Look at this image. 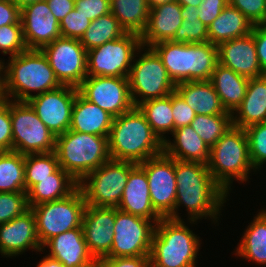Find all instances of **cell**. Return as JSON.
Instances as JSON below:
<instances>
[{"mask_svg": "<svg viewBox=\"0 0 266 267\" xmlns=\"http://www.w3.org/2000/svg\"><path fill=\"white\" fill-rule=\"evenodd\" d=\"M175 176L177 188L174 219L183 220L179 209L185 207L187 220L200 222L208 218L218 226L230 195L213 179L207 165L175 160Z\"/></svg>", "mask_w": 266, "mask_h": 267, "instance_id": "obj_1", "label": "cell"}, {"mask_svg": "<svg viewBox=\"0 0 266 267\" xmlns=\"http://www.w3.org/2000/svg\"><path fill=\"white\" fill-rule=\"evenodd\" d=\"M8 58L3 60L4 99L28 101L61 86L42 50L28 49Z\"/></svg>", "mask_w": 266, "mask_h": 267, "instance_id": "obj_2", "label": "cell"}, {"mask_svg": "<svg viewBox=\"0 0 266 267\" xmlns=\"http://www.w3.org/2000/svg\"><path fill=\"white\" fill-rule=\"evenodd\" d=\"M112 160L136 164L163 153V142L152 131L143 112L134 106L115 117L108 136Z\"/></svg>", "mask_w": 266, "mask_h": 267, "instance_id": "obj_3", "label": "cell"}, {"mask_svg": "<svg viewBox=\"0 0 266 267\" xmlns=\"http://www.w3.org/2000/svg\"><path fill=\"white\" fill-rule=\"evenodd\" d=\"M184 220L162 218L156 223L152 238L150 267L197 266V255L199 256L202 239L193 233L189 226L197 225L199 221Z\"/></svg>", "mask_w": 266, "mask_h": 267, "instance_id": "obj_4", "label": "cell"}, {"mask_svg": "<svg viewBox=\"0 0 266 267\" xmlns=\"http://www.w3.org/2000/svg\"><path fill=\"white\" fill-rule=\"evenodd\" d=\"M177 85L188 81H208L218 64V49L210 42L162 41L151 46Z\"/></svg>", "mask_w": 266, "mask_h": 267, "instance_id": "obj_5", "label": "cell"}, {"mask_svg": "<svg viewBox=\"0 0 266 267\" xmlns=\"http://www.w3.org/2000/svg\"><path fill=\"white\" fill-rule=\"evenodd\" d=\"M213 179L230 195L233 182L246 184L255 169L250 160L249 143L245 129L231 126L210 148L207 163ZM233 187V188H231ZM230 192V193H229Z\"/></svg>", "mask_w": 266, "mask_h": 267, "instance_id": "obj_6", "label": "cell"}, {"mask_svg": "<svg viewBox=\"0 0 266 267\" xmlns=\"http://www.w3.org/2000/svg\"><path fill=\"white\" fill-rule=\"evenodd\" d=\"M54 152L59 167L78 183L111 159L108 137L72 130L56 136Z\"/></svg>", "mask_w": 266, "mask_h": 267, "instance_id": "obj_7", "label": "cell"}, {"mask_svg": "<svg viewBox=\"0 0 266 267\" xmlns=\"http://www.w3.org/2000/svg\"><path fill=\"white\" fill-rule=\"evenodd\" d=\"M128 79L134 106L149 99L167 97L176 88L160 57L146 46L135 53Z\"/></svg>", "mask_w": 266, "mask_h": 267, "instance_id": "obj_8", "label": "cell"}, {"mask_svg": "<svg viewBox=\"0 0 266 267\" xmlns=\"http://www.w3.org/2000/svg\"><path fill=\"white\" fill-rule=\"evenodd\" d=\"M86 205L84 194L78 186L67 197L30 207L41 246L60 233L82 228Z\"/></svg>", "mask_w": 266, "mask_h": 267, "instance_id": "obj_9", "label": "cell"}, {"mask_svg": "<svg viewBox=\"0 0 266 267\" xmlns=\"http://www.w3.org/2000/svg\"><path fill=\"white\" fill-rule=\"evenodd\" d=\"M136 165L130 161L110 159L90 172L78 186L87 205L118 208L129 171Z\"/></svg>", "mask_w": 266, "mask_h": 267, "instance_id": "obj_10", "label": "cell"}, {"mask_svg": "<svg viewBox=\"0 0 266 267\" xmlns=\"http://www.w3.org/2000/svg\"><path fill=\"white\" fill-rule=\"evenodd\" d=\"M13 151L20 154L50 153L56 135L40 120L27 101L10 100Z\"/></svg>", "mask_w": 266, "mask_h": 267, "instance_id": "obj_11", "label": "cell"}, {"mask_svg": "<svg viewBox=\"0 0 266 267\" xmlns=\"http://www.w3.org/2000/svg\"><path fill=\"white\" fill-rule=\"evenodd\" d=\"M140 47V35L127 32L118 39L88 50L87 76L128 78L135 53Z\"/></svg>", "mask_w": 266, "mask_h": 267, "instance_id": "obj_12", "label": "cell"}, {"mask_svg": "<svg viewBox=\"0 0 266 267\" xmlns=\"http://www.w3.org/2000/svg\"><path fill=\"white\" fill-rule=\"evenodd\" d=\"M156 223L115 208L114 237L108 257L150 256Z\"/></svg>", "mask_w": 266, "mask_h": 267, "instance_id": "obj_13", "label": "cell"}, {"mask_svg": "<svg viewBox=\"0 0 266 267\" xmlns=\"http://www.w3.org/2000/svg\"><path fill=\"white\" fill-rule=\"evenodd\" d=\"M41 50L61 85L78 88L87 77V50L80 39L59 37Z\"/></svg>", "mask_w": 266, "mask_h": 267, "instance_id": "obj_14", "label": "cell"}, {"mask_svg": "<svg viewBox=\"0 0 266 267\" xmlns=\"http://www.w3.org/2000/svg\"><path fill=\"white\" fill-rule=\"evenodd\" d=\"M139 165L145 170L148 179L153 208L162 218L174 219L177 188L175 159L163 152Z\"/></svg>", "mask_w": 266, "mask_h": 267, "instance_id": "obj_15", "label": "cell"}, {"mask_svg": "<svg viewBox=\"0 0 266 267\" xmlns=\"http://www.w3.org/2000/svg\"><path fill=\"white\" fill-rule=\"evenodd\" d=\"M78 92L114 118L134 107L129 79L125 77L87 76Z\"/></svg>", "mask_w": 266, "mask_h": 267, "instance_id": "obj_16", "label": "cell"}, {"mask_svg": "<svg viewBox=\"0 0 266 267\" xmlns=\"http://www.w3.org/2000/svg\"><path fill=\"white\" fill-rule=\"evenodd\" d=\"M78 88L61 85L30 98L27 102L56 136L69 130Z\"/></svg>", "mask_w": 266, "mask_h": 267, "instance_id": "obj_17", "label": "cell"}, {"mask_svg": "<svg viewBox=\"0 0 266 267\" xmlns=\"http://www.w3.org/2000/svg\"><path fill=\"white\" fill-rule=\"evenodd\" d=\"M23 35L28 49L41 50L61 37L60 23L50 11L46 0H40L21 8Z\"/></svg>", "mask_w": 266, "mask_h": 267, "instance_id": "obj_18", "label": "cell"}, {"mask_svg": "<svg viewBox=\"0 0 266 267\" xmlns=\"http://www.w3.org/2000/svg\"><path fill=\"white\" fill-rule=\"evenodd\" d=\"M29 249L36 253L42 249L31 209L0 225V254L3 258L18 257Z\"/></svg>", "mask_w": 266, "mask_h": 267, "instance_id": "obj_19", "label": "cell"}, {"mask_svg": "<svg viewBox=\"0 0 266 267\" xmlns=\"http://www.w3.org/2000/svg\"><path fill=\"white\" fill-rule=\"evenodd\" d=\"M115 208L86 205L82 228L85 242L94 259L106 257L113 243Z\"/></svg>", "mask_w": 266, "mask_h": 267, "instance_id": "obj_20", "label": "cell"}, {"mask_svg": "<svg viewBox=\"0 0 266 267\" xmlns=\"http://www.w3.org/2000/svg\"><path fill=\"white\" fill-rule=\"evenodd\" d=\"M218 63L248 79L264 75L252 33L217 46Z\"/></svg>", "mask_w": 266, "mask_h": 267, "instance_id": "obj_21", "label": "cell"}, {"mask_svg": "<svg viewBox=\"0 0 266 267\" xmlns=\"http://www.w3.org/2000/svg\"><path fill=\"white\" fill-rule=\"evenodd\" d=\"M46 248L49 250L46 255L65 267H83L95 260L88 250L83 228H74L49 239L42 246L41 253Z\"/></svg>", "mask_w": 266, "mask_h": 267, "instance_id": "obj_22", "label": "cell"}, {"mask_svg": "<svg viewBox=\"0 0 266 267\" xmlns=\"http://www.w3.org/2000/svg\"><path fill=\"white\" fill-rule=\"evenodd\" d=\"M118 209L155 223L162 219L151 204L148 179L145 170L139 164L129 171Z\"/></svg>", "mask_w": 266, "mask_h": 267, "instance_id": "obj_23", "label": "cell"}, {"mask_svg": "<svg viewBox=\"0 0 266 267\" xmlns=\"http://www.w3.org/2000/svg\"><path fill=\"white\" fill-rule=\"evenodd\" d=\"M182 6L175 0L150 9L148 23L141 33V46L151 47L162 41H171L182 24Z\"/></svg>", "mask_w": 266, "mask_h": 267, "instance_id": "obj_24", "label": "cell"}, {"mask_svg": "<svg viewBox=\"0 0 266 267\" xmlns=\"http://www.w3.org/2000/svg\"><path fill=\"white\" fill-rule=\"evenodd\" d=\"M170 138L163 142V152L175 160L208 163L210 147L191 125L174 129Z\"/></svg>", "mask_w": 266, "mask_h": 267, "instance_id": "obj_25", "label": "cell"}, {"mask_svg": "<svg viewBox=\"0 0 266 267\" xmlns=\"http://www.w3.org/2000/svg\"><path fill=\"white\" fill-rule=\"evenodd\" d=\"M266 122V74L249 79L241 104L232 113L233 126L246 129Z\"/></svg>", "mask_w": 266, "mask_h": 267, "instance_id": "obj_26", "label": "cell"}, {"mask_svg": "<svg viewBox=\"0 0 266 267\" xmlns=\"http://www.w3.org/2000/svg\"><path fill=\"white\" fill-rule=\"evenodd\" d=\"M114 117L77 92L69 130L108 137Z\"/></svg>", "mask_w": 266, "mask_h": 267, "instance_id": "obj_27", "label": "cell"}, {"mask_svg": "<svg viewBox=\"0 0 266 267\" xmlns=\"http://www.w3.org/2000/svg\"><path fill=\"white\" fill-rule=\"evenodd\" d=\"M233 255L266 266V209H259L246 227Z\"/></svg>", "mask_w": 266, "mask_h": 267, "instance_id": "obj_28", "label": "cell"}, {"mask_svg": "<svg viewBox=\"0 0 266 267\" xmlns=\"http://www.w3.org/2000/svg\"><path fill=\"white\" fill-rule=\"evenodd\" d=\"M175 91L196 114H231L223 107L220 97L209 80L182 82L176 85Z\"/></svg>", "mask_w": 266, "mask_h": 267, "instance_id": "obj_29", "label": "cell"}, {"mask_svg": "<svg viewBox=\"0 0 266 267\" xmlns=\"http://www.w3.org/2000/svg\"><path fill=\"white\" fill-rule=\"evenodd\" d=\"M209 81L223 107L232 114L245 97L249 79L218 63Z\"/></svg>", "mask_w": 266, "mask_h": 267, "instance_id": "obj_30", "label": "cell"}, {"mask_svg": "<svg viewBox=\"0 0 266 267\" xmlns=\"http://www.w3.org/2000/svg\"><path fill=\"white\" fill-rule=\"evenodd\" d=\"M253 24L237 8L227 5L208 27V42L219 44L246 36L252 32Z\"/></svg>", "mask_w": 266, "mask_h": 267, "instance_id": "obj_31", "label": "cell"}, {"mask_svg": "<svg viewBox=\"0 0 266 267\" xmlns=\"http://www.w3.org/2000/svg\"><path fill=\"white\" fill-rule=\"evenodd\" d=\"M78 187L66 171L59 167L48 178L39 180L28 192L29 208L42 203L62 199L70 195Z\"/></svg>", "mask_w": 266, "mask_h": 267, "instance_id": "obj_32", "label": "cell"}, {"mask_svg": "<svg viewBox=\"0 0 266 267\" xmlns=\"http://www.w3.org/2000/svg\"><path fill=\"white\" fill-rule=\"evenodd\" d=\"M110 10L126 32L141 35L148 23L147 0H110Z\"/></svg>", "mask_w": 266, "mask_h": 267, "instance_id": "obj_33", "label": "cell"}, {"mask_svg": "<svg viewBox=\"0 0 266 267\" xmlns=\"http://www.w3.org/2000/svg\"><path fill=\"white\" fill-rule=\"evenodd\" d=\"M145 115L152 131L164 142L166 134L174 131V120L172 114V93L164 98L149 99L138 105Z\"/></svg>", "mask_w": 266, "mask_h": 267, "instance_id": "obj_34", "label": "cell"}, {"mask_svg": "<svg viewBox=\"0 0 266 267\" xmlns=\"http://www.w3.org/2000/svg\"><path fill=\"white\" fill-rule=\"evenodd\" d=\"M0 192H26L23 154L0 152Z\"/></svg>", "mask_w": 266, "mask_h": 267, "instance_id": "obj_35", "label": "cell"}, {"mask_svg": "<svg viewBox=\"0 0 266 267\" xmlns=\"http://www.w3.org/2000/svg\"><path fill=\"white\" fill-rule=\"evenodd\" d=\"M127 32L110 12L91 21L80 42L88 51L106 42L118 39Z\"/></svg>", "mask_w": 266, "mask_h": 267, "instance_id": "obj_36", "label": "cell"}, {"mask_svg": "<svg viewBox=\"0 0 266 267\" xmlns=\"http://www.w3.org/2000/svg\"><path fill=\"white\" fill-rule=\"evenodd\" d=\"M190 125L211 148L233 125L232 114H196Z\"/></svg>", "mask_w": 266, "mask_h": 267, "instance_id": "obj_37", "label": "cell"}, {"mask_svg": "<svg viewBox=\"0 0 266 267\" xmlns=\"http://www.w3.org/2000/svg\"><path fill=\"white\" fill-rule=\"evenodd\" d=\"M181 14L182 24L171 41L188 44L208 42V27L198 19V7L182 6Z\"/></svg>", "mask_w": 266, "mask_h": 267, "instance_id": "obj_38", "label": "cell"}, {"mask_svg": "<svg viewBox=\"0 0 266 267\" xmlns=\"http://www.w3.org/2000/svg\"><path fill=\"white\" fill-rule=\"evenodd\" d=\"M25 190L28 192L39 180L48 178L59 168L55 152L24 155Z\"/></svg>", "mask_w": 266, "mask_h": 267, "instance_id": "obj_39", "label": "cell"}, {"mask_svg": "<svg viewBox=\"0 0 266 267\" xmlns=\"http://www.w3.org/2000/svg\"><path fill=\"white\" fill-rule=\"evenodd\" d=\"M245 131L251 163L256 173L261 172L263 165H266V122L249 126Z\"/></svg>", "mask_w": 266, "mask_h": 267, "instance_id": "obj_40", "label": "cell"}, {"mask_svg": "<svg viewBox=\"0 0 266 267\" xmlns=\"http://www.w3.org/2000/svg\"><path fill=\"white\" fill-rule=\"evenodd\" d=\"M29 209L27 192H0V225Z\"/></svg>", "mask_w": 266, "mask_h": 267, "instance_id": "obj_41", "label": "cell"}, {"mask_svg": "<svg viewBox=\"0 0 266 267\" xmlns=\"http://www.w3.org/2000/svg\"><path fill=\"white\" fill-rule=\"evenodd\" d=\"M28 47L24 40L22 24H8L0 27V53L16 56Z\"/></svg>", "mask_w": 266, "mask_h": 267, "instance_id": "obj_42", "label": "cell"}, {"mask_svg": "<svg viewBox=\"0 0 266 267\" xmlns=\"http://www.w3.org/2000/svg\"><path fill=\"white\" fill-rule=\"evenodd\" d=\"M90 24L91 20L73 9L60 22L61 37L81 39Z\"/></svg>", "mask_w": 266, "mask_h": 267, "instance_id": "obj_43", "label": "cell"}, {"mask_svg": "<svg viewBox=\"0 0 266 267\" xmlns=\"http://www.w3.org/2000/svg\"><path fill=\"white\" fill-rule=\"evenodd\" d=\"M254 25L266 24V0H229Z\"/></svg>", "mask_w": 266, "mask_h": 267, "instance_id": "obj_44", "label": "cell"}, {"mask_svg": "<svg viewBox=\"0 0 266 267\" xmlns=\"http://www.w3.org/2000/svg\"><path fill=\"white\" fill-rule=\"evenodd\" d=\"M13 151L10 99L0 102V152Z\"/></svg>", "mask_w": 266, "mask_h": 267, "instance_id": "obj_45", "label": "cell"}, {"mask_svg": "<svg viewBox=\"0 0 266 267\" xmlns=\"http://www.w3.org/2000/svg\"><path fill=\"white\" fill-rule=\"evenodd\" d=\"M172 114L174 120V129L190 125V123L196 117V112L176 91L172 93Z\"/></svg>", "mask_w": 266, "mask_h": 267, "instance_id": "obj_46", "label": "cell"}, {"mask_svg": "<svg viewBox=\"0 0 266 267\" xmlns=\"http://www.w3.org/2000/svg\"><path fill=\"white\" fill-rule=\"evenodd\" d=\"M74 9L91 21L111 12L110 0H75Z\"/></svg>", "mask_w": 266, "mask_h": 267, "instance_id": "obj_47", "label": "cell"}, {"mask_svg": "<svg viewBox=\"0 0 266 267\" xmlns=\"http://www.w3.org/2000/svg\"><path fill=\"white\" fill-rule=\"evenodd\" d=\"M228 4L229 0H202L198 7V19L209 27Z\"/></svg>", "mask_w": 266, "mask_h": 267, "instance_id": "obj_48", "label": "cell"}, {"mask_svg": "<svg viewBox=\"0 0 266 267\" xmlns=\"http://www.w3.org/2000/svg\"><path fill=\"white\" fill-rule=\"evenodd\" d=\"M102 267H150V256L137 257H102Z\"/></svg>", "mask_w": 266, "mask_h": 267, "instance_id": "obj_49", "label": "cell"}, {"mask_svg": "<svg viewBox=\"0 0 266 267\" xmlns=\"http://www.w3.org/2000/svg\"><path fill=\"white\" fill-rule=\"evenodd\" d=\"M21 10L13 0L0 1V27L8 24H22Z\"/></svg>", "mask_w": 266, "mask_h": 267, "instance_id": "obj_50", "label": "cell"}, {"mask_svg": "<svg viewBox=\"0 0 266 267\" xmlns=\"http://www.w3.org/2000/svg\"><path fill=\"white\" fill-rule=\"evenodd\" d=\"M254 36L258 61L261 70L266 74V24L254 25L251 32Z\"/></svg>", "mask_w": 266, "mask_h": 267, "instance_id": "obj_51", "label": "cell"}, {"mask_svg": "<svg viewBox=\"0 0 266 267\" xmlns=\"http://www.w3.org/2000/svg\"><path fill=\"white\" fill-rule=\"evenodd\" d=\"M52 14L60 23L69 14L75 5V0H46Z\"/></svg>", "mask_w": 266, "mask_h": 267, "instance_id": "obj_52", "label": "cell"}, {"mask_svg": "<svg viewBox=\"0 0 266 267\" xmlns=\"http://www.w3.org/2000/svg\"><path fill=\"white\" fill-rule=\"evenodd\" d=\"M36 267H65L60 261L55 260L45 254L37 263Z\"/></svg>", "mask_w": 266, "mask_h": 267, "instance_id": "obj_53", "label": "cell"}, {"mask_svg": "<svg viewBox=\"0 0 266 267\" xmlns=\"http://www.w3.org/2000/svg\"><path fill=\"white\" fill-rule=\"evenodd\" d=\"M179 5L186 6L191 5L192 7H199L202 3V0H175Z\"/></svg>", "mask_w": 266, "mask_h": 267, "instance_id": "obj_54", "label": "cell"}, {"mask_svg": "<svg viewBox=\"0 0 266 267\" xmlns=\"http://www.w3.org/2000/svg\"><path fill=\"white\" fill-rule=\"evenodd\" d=\"M174 0H147L148 6L149 8H154L156 6L162 5V4H166L169 2H172Z\"/></svg>", "mask_w": 266, "mask_h": 267, "instance_id": "obj_55", "label": "cell"}, {"mask_svg": "<svg viewBox=\"0 0 266 267\" xmlns=\"http://www.w3.org/2000/svg\"><path fill=\"white\" fill-rule=\"evenodd\" d=\"M13 1L21 9V8L25 7L26 5H28V4L35 3V2L40 1V0H13Z\"/></svg>", "mask_w": 266, "mask_h": 267, "instance_id": "obj_56", "label": "cell"}, {"mask_svg": "<svg viewBox=\"0 0 266 267\" xmlns=\"http://www.w3.org/2000/svg\"><path fill=\"white\" fill-rule=\"evenodd\" d=\"M2 74H3V71H0V102L4 100Z\"/></svg>", "mask_w": 266, "mask_h": 267, "instance_id": "obj_57", "label": "cell"}, {"mask_svg": "<svg viewBox=\"0 0 266 267\" xmlns=\"http://www.w3.org/2000/svg\"><path fill=\"white\" fill-rule=\"evenodd\" d=\"M83 267H102V266H101L99 259H95L91 263H89Z\"/></svg>", "mask_w": 266, "mask_h": 267, "instance_id": "obj_58", "label": "cell"}, {"mask_svg": "<svg viewBox=\"0 0 266 267\" xmlns=\"http://www.w3.org/2000/svg\"><path fill=\"white\" fill-rule=\"evenodd\" d=\"M0 71H3V59L0 60Z\"/></svg>", "mask_w": 266, "mask_h": 267, "instance_id": "obj_59", "label": "cell"}]
</instances>
